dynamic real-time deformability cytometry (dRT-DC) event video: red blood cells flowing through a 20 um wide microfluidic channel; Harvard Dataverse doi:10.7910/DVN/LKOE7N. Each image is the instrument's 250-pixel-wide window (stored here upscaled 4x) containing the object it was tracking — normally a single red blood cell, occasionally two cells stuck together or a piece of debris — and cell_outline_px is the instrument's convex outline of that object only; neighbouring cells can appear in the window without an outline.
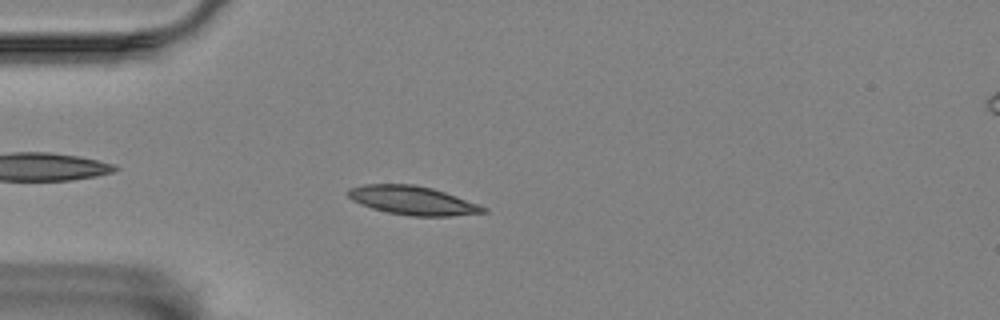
{"species": "Egyptian fruit bat (a non-hibernating species)", "species_latin": "Rousettus aegyptiacus", "temperature_condition": "room temperature", "stored_images_in_passage": 57, "camera_frame_rate_fps": 3000, "um_per_image_px": 0.085, "animal": {"sex": "female"}, "frame": {"image": 1, "passage_image": 15, "time_ms": 4.667, "image_size_px": [1000, 320], "cell_outline_px": [[488, 212], [452, 216], [412, 216], [388, 212], [372, 208], [360, 204], [352, 200], [344, 192], [348, 188], [364, 184], [412, 184], [432, 188], [444, 192], [488, 208]], "centroid_in_image_um": [35.03, 17.03], "position_along_channel_um": 50.0, "area_um2": 22.6}}
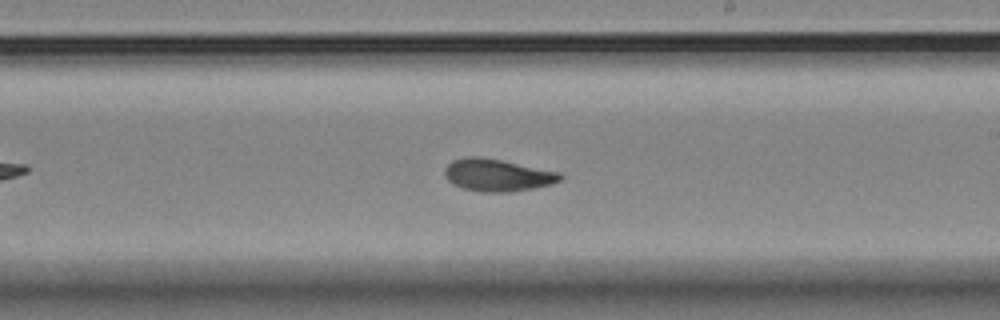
{"frame": {"image": 2, "passage_image": 33, "time_ms": 10.667, "image_size_px": [1000, 320], "cell_outline_px": [[564, 176], [560, 180], [552, 184], [532, 188], [508, 192], [484, 192], [464, 188], [452, 184], [444, 176], [444, 168], [452, 160], [468, 156], [480, 156], [560, 172]], "centroid_in_image_um": [42.25, 14.88], "position_along_channel_um": 246.7, "area_um2": 21.68}}
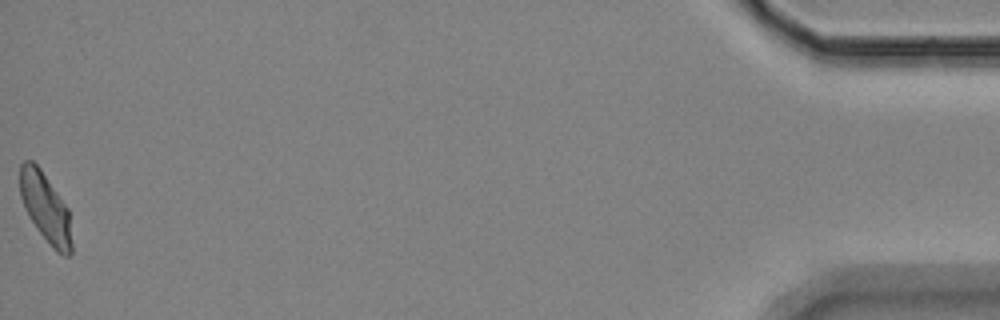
{"frame": {"image": 3, "passage_image": 57, "time_ms": 18.667, "image_size_px": [1000, 320], "cell_outline_px": [[72, 252], [68, 256], [64, 256], [56, 252], [52, 248], [40, 232], [32, 220], [20, 196], [20, 164], [24, 160], [32, 160], [40, 168], [68, 208], [72, 244]], "centroid_in_image_um": [3.88, 17.66], "position_along_channel_um": 431.3, "area_um2": 20.58}, "authors_computed_cell_mechanics": {"area_um2": 21.097, "velocity_mm_per_s": 3.4711, "shape_relaxation_time_tau1_ms": 8.213, "shape_relaxation_time_tau2_ms": 2.4509, "deformation_change_tau1": 0.1848, "deformation_change_tau2": 0.0778}}